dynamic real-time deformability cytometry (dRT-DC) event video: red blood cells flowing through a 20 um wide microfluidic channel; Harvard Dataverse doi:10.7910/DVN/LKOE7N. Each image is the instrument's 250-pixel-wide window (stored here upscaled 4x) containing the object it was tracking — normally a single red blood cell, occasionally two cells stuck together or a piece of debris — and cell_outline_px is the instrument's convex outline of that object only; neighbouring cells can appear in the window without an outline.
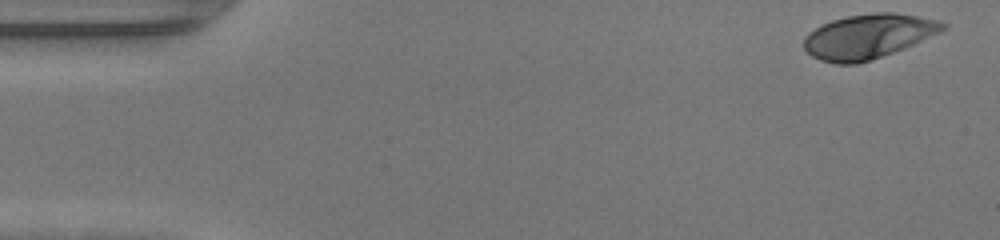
{"species": "human", "species_latin": "Homo sapiens", "temperature_condition": "warm", "stored_images_in_passage": 47, "camera_frame_rate_fps": 3000, "um_per_image_px": 0.085, "donor": {"sex": "female"}, "frame": {"image": 1, "passage_image": 1, "time_ms": 0.0, "image_size_px": [1000, 240], "cell_outline_px": [[948, 28], [940, 32], [904, 48], [856, 64], [836, 64], [820, 60], [812, 56], [804, 48], [804, 36], [808, 32], [832, 20], [848, 16], [876, 12], [892, 12], [916, 16], [936, 20], [948, 24]], "centroid_in_image_um": [73.79, 3.09], "position_along_channel_um": 11.2, "area_um2": 35.6}}
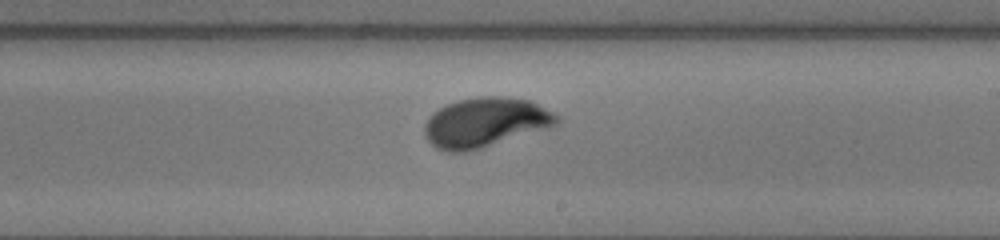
{"frame": {"image": 2, "passage_image": 27, "time_ms": 8.667, "image_size_px": [1000, 240], "cell_outline_px": [[560, 120], [556, 124], [548, 128], [484, 148], [468, 152], [448, 152], [436, 148], [424, 136], [424, 124], [428, 116], [432, 112], [456, 100], [480, 96], [504, 96], [528, 100], [560, 116]], "centroid_in_image_um": [41.22, 10.42], "position_along_channel_um": 247.8, "area_um2": 38.49}}
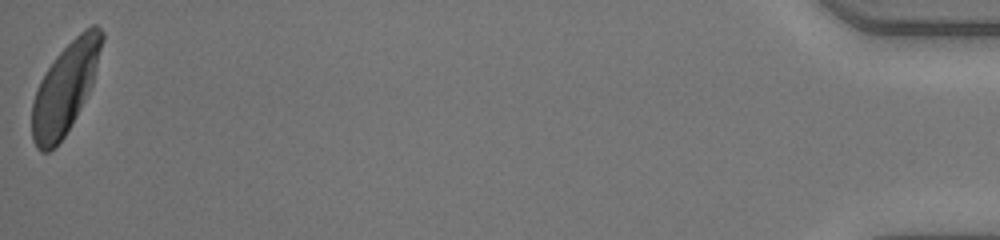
{"frame": {"image": 3, "passage_image": 47, "time_ms": 15.333, "image_size_px": [1000, 240], "cell_outline_px": [[104, 40], [92, 84], [72, 124], [64, 136], [48, 152], [40, 152], [36, 148], [32, 140], [32, 104], [40, 80], [56, 56], [84, 28], [92, 24], [96, 24], [104, 32]], "centroid_in_image_um": [5.55, 7.47], "position_along_channel_um": 429.7, "area_um2": 36.36}, "authors_computed_cell_mechanics": {"area_um2": 36.125, "velocity_mm_per_s": 4.2848, "shape_relaxation_time_tau1_ms": 2.973, "shape_relaxation_time_tau2_ms": null, "deformation_change_tau1": 0.1945, "deformation_change_tau2": null}}